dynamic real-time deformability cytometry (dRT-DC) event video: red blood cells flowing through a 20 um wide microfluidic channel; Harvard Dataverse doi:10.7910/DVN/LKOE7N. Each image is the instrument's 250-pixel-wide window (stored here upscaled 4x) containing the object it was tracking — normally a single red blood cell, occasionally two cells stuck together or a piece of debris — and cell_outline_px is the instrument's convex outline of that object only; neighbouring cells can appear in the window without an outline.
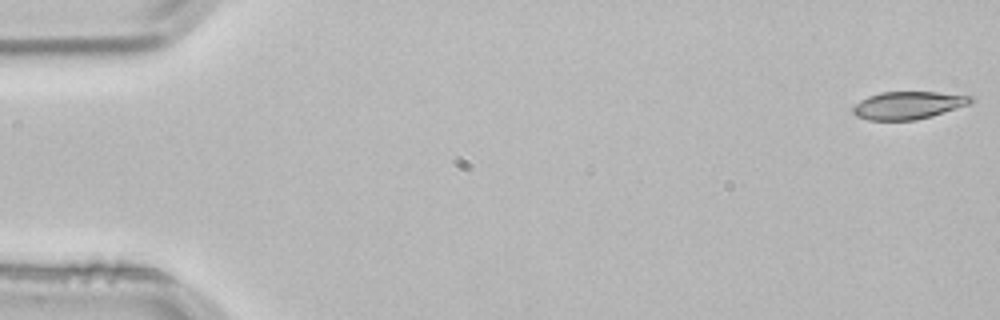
{"species": "common noctule bat (a hibernating species)", "species_latin": "Nyctalus noctula", "temperature_condition": "room temperature", "stored_images_in_passage": 3, "camera_frame_rate_fps": 3000, "um_per_image_px": 0.085, "animal": {"sex": "male", "body_mass_g": 21.5, "forearm_length_mm": 52.0}, "frame": {"image": 1, "passage_image": 1, "time_ms": 0.0, "image_size_px": [1000, 320], "cell_outline_px": [[976, 100], [968, 104], [932, 116], [916, 120], [868, 120], [856, 116], [852, 112], [852, 108], [860, 100], [868, 96], [880, 92], [936, 92], [972, 96]], "centroid_in_image_um": [77.17, 8.95], "position_along_channel_um": 7.8, "area_um2": 18.96}}
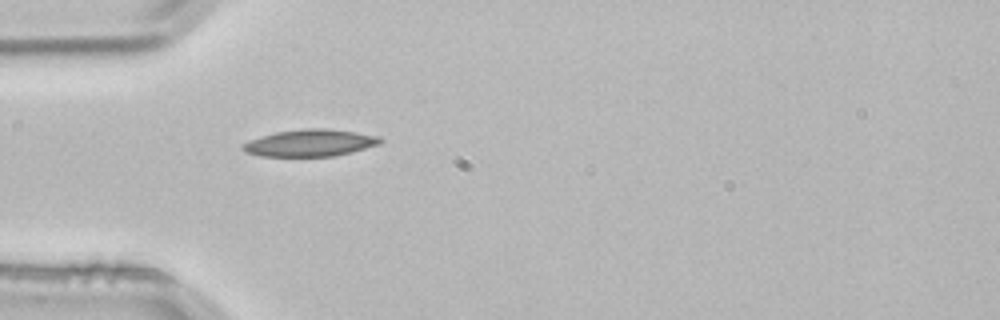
{"frame": {"image": 2, "passage_image": 3, "time_ms": 0.667, "image_size_px": [1000, 320], "cell_outline_px": [[384, 140], [380, 144], [352, 152], [336, 156], [260, 156], [244, 152], [240, 148], [240, 144], [276, 132], [304, 128], [328, 128], [356, 132], [380, 136]], "centroid_in_image_um": [26.39, 12.15], "position_along_channel_um": 58.6, "area_um2": 21.73}}